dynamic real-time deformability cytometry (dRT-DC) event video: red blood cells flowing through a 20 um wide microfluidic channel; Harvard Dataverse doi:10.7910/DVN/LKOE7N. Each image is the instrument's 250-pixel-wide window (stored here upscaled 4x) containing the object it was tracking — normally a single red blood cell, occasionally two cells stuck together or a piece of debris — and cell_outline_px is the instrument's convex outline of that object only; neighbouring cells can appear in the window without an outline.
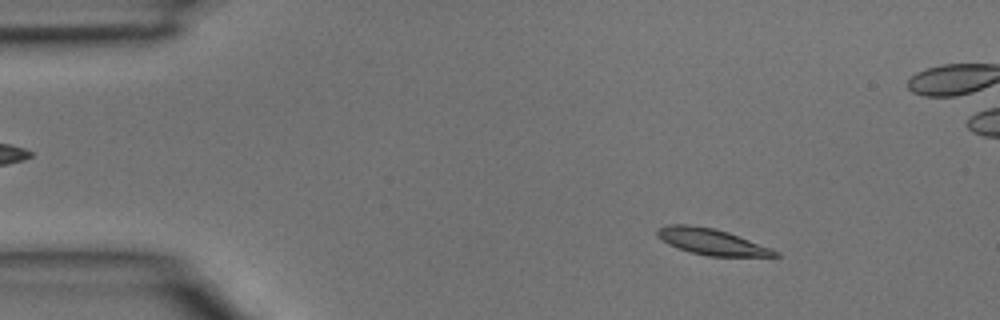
{"species": "common noctule bat (a hibernating species)", "species_latin": "Nyctalus noctula", "temperature_condition": "room temperature", "stored_images_in_passage": 4, "camera_frame_rate_fps": 3000, "um_per_image_px": 0.085, "animal": {"sex": "male", "body_mass_g": 15.6}, "frame": {"image": 1, "passage_image": 1, "time_ms": 0.0, "image_size_px": [1000, 320], "cell_outline_px": [[780, 256], [708, 256], [692, 252], [668, 244], [656, 236], [656, 232], [660, 228], [668, 224], [688, 224], [712, 228], [728, 232], [772, 248], [780, 252]], "centroid_in_image_um": [60.5, 20.54], "position_along_channel_um": 24.5, "area_um2": 17.74}}